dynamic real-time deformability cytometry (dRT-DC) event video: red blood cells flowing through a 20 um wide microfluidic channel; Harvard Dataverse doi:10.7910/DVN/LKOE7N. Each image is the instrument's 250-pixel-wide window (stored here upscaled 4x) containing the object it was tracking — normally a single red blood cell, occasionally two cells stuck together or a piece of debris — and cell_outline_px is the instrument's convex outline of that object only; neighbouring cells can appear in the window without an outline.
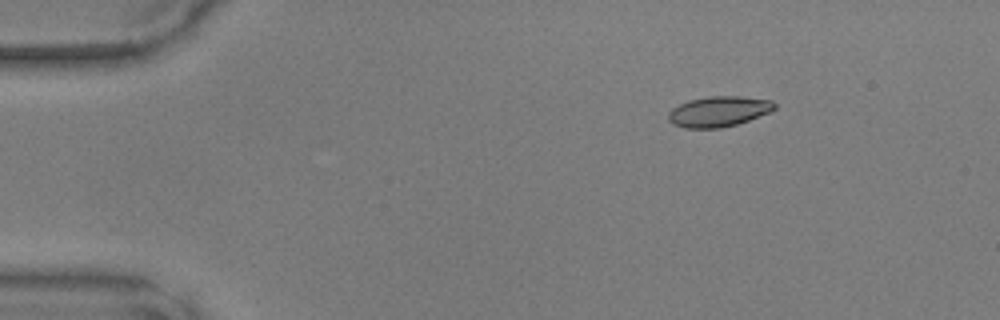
{"species": "common noctule bat (a hibernating species)", "species_latin": "Nyctalus noctula", "temperature_condition": "warm", "stored_images_in_passage": 43, "camera_frame_rate_fps": 3000, "um_per_image_px": 0.085, "animal": {"sex": "male", "body_mass_g": 17.9, "forearm_length_mm": 54.2}, "frame": {"image": 1, "passage_image": 2, "time_ms": 0.333, "image_size_px": [1000, 320], "cell_outline_px": [[776, 108], [772, 112], [736, 124], [720, 128], [684, 128], [672, 124], [668, 120], [668, 112], [672, 108], [688, 100], [708, 96], [740, 96], [772, 100], [776, 104]], "centroid_in_image_um": [61.09, 9.47], "position_along_channel_um": 23.9, "area_um2": 19.02}}
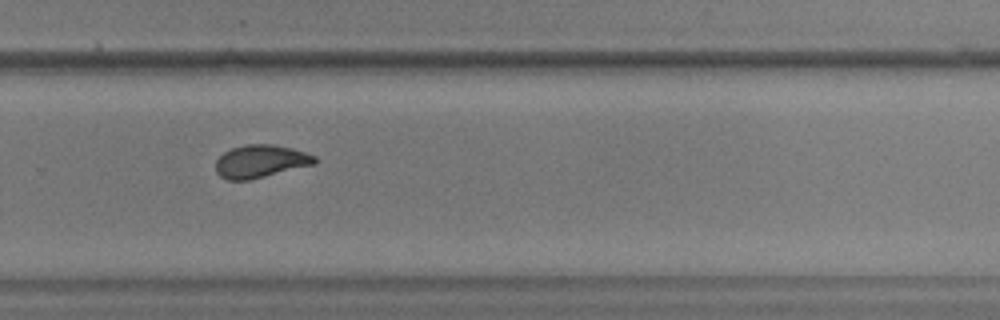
{"frame": {"image": 2, "passage_image": 28, "time_ms": 9.0, "image_size_px": [1000, 320], "cell_outline_px": [[316, 164], [248, 180], [228, 180], [220, 176], [216, 172], [216, 160], [224, 152], [232, 148], [248, 144], [272, 144], [292, 148], [316, 156]], "centroid_in_image_um": [22.15, 13.71], "position_along_channel_um": 307.7, "area_um2": 18.84}}
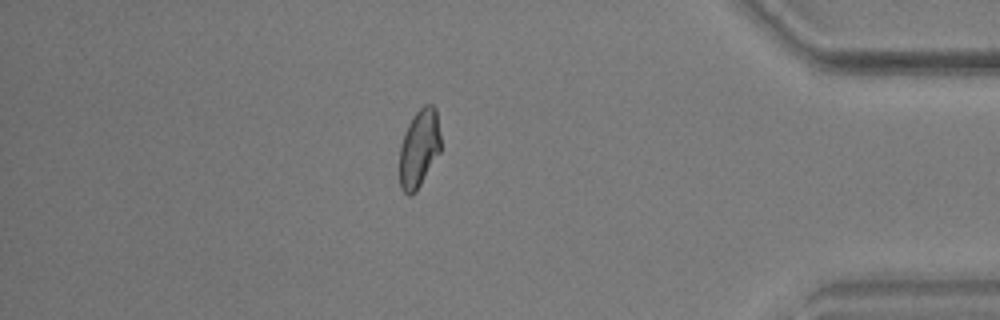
{"frame": {"image": 3, "passage_image": 37, "time_ms": 12.0, "image_size_px": [1000, 320], "cell_outline_px": [[440, 152], [416, 192], [412, 196], [408, 196], [400, 188], [400, 144], [404, 132], [412, 116], [424, 104], [432, 104], [436, 108], [440, 136]], "centroid_in_image_um": [35.61, 12.61], "position_along_channel_um": 399.6, "area_um2": 18.9}}